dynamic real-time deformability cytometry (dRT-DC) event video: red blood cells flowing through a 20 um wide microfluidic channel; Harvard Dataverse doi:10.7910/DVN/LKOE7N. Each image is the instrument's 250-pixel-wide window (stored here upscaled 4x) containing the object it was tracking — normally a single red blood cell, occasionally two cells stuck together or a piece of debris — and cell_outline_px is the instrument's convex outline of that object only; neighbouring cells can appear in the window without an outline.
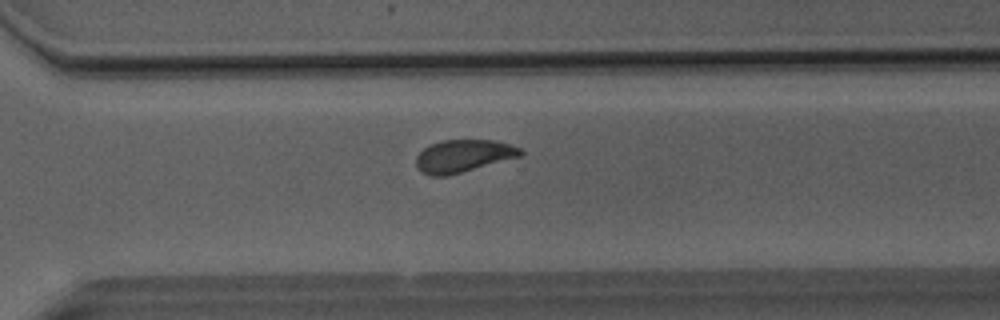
{"species": "Egyptian fruit bat (a non-hibernating species)", "species_latin": "Rousettus aegyptiacus", "temperature_condition": "room temperature", "stored_images_in_passage": 38, "camera_frame_rate_fps": 3000, "um_per_image_px": 0.085, "animal": {"sex": "male"}, "frame": {"image": 1, "passage_image": 27, "time_ms": 8.667, "image_size_px": [1000, 320], "cell_outline_px": [[524, 152], [520, 156], [448, 176], [428, 176], [420, 172], [416, 168], [416, 156], [424, 148], [440, 140], [492, 140], [508, 144], [520, 148]], "centroid_in_image_um": [39.32, 13.27], "position_along_channel_um": 331.3, "area_um2": 19.77}}
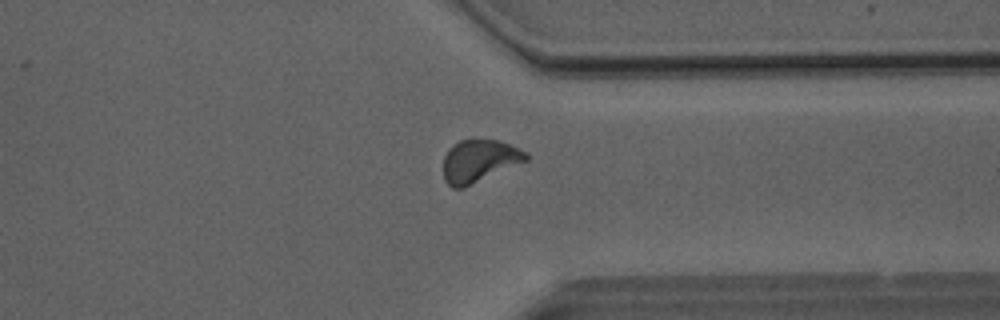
{"frame": {"image": 2, "passage_image": 30, "time_ms": 9.667, "image_size_px": [1000, 320], "cell_outline_px": [[528, 160], [464, 188], [452, 188], [444, 180], [444, 156], [448, 148], [452, 144], [460, 140], [500, 140], [528, 152]], "centroid_in_image_um": [40.73, 13.68], "position_along_channel_um": 370.7, "area_um2": 20.58}}
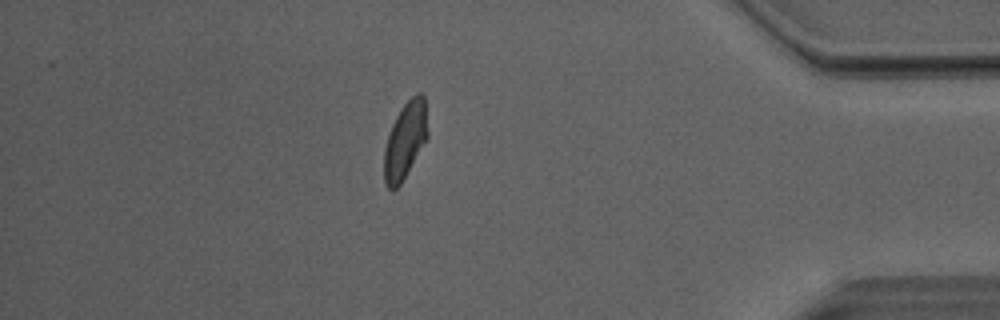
{"frame": {"image": 3, "passage_image": 35, "time_ms": 11.333, "image_size_px": [1000, 320], "cell_outline_px": [[428, 140], [400, 184], [392, 192], [388, 188], [384, 180], [384, 148], [392, 124], [396, 116], [404, 104], [416, 92], [420, 92], [424, 96], [428, 132]], "centroid_in_image_um": [34.45, 11.94], "position_along_channel_um": 400.7, "area_um2": 19.59}, "authors_computed_cell_mechanics": {"area_um2": 20.1144, "velocity_mm_per_s": 4.0377, "shape_relaxation_time_tau1_ms": 5.3603, "shape_relaxation_time_tau2_ms": 1.2755, "deformation_change_tau1": 0.1378, "deformation_change_tau2": 0.0795}}